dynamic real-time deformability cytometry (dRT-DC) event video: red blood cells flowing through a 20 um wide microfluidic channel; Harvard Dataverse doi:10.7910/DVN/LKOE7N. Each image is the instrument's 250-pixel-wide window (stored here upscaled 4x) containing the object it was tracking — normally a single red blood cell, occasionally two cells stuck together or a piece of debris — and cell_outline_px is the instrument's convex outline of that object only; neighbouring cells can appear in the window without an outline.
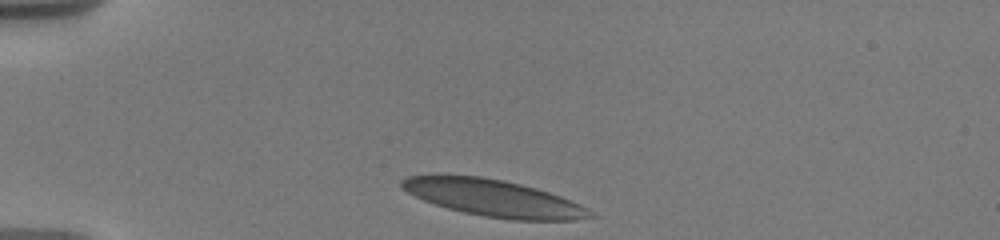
{"species": "human", "species_latin": "Homo sapiens", "temperature_condition": "warm", "stored_images_in_passage": 26, "camera_frame_rate_fps": 3000, "um_per_image_px": 0.085, "donor": {"sex": "male"}, "frame": {"image": 1, "passage_image": 1, "time_ms": 0.0, "image_size_px": [1000, 240], "cell_outline_px": [[596, 216], [572, 220], [512, 220], [484, 216], [464, 212], [448, 208], [424, 200], [400, 188], [400, 180], [408, 176], [432, 172], [480, 176], [504, 180], [536, 188], [560, 196], [592, 212]], "centroid_in_image_um": [41.81, 16.79], "position_along_channel_um": 43.2, "area_um2": 40.63}}
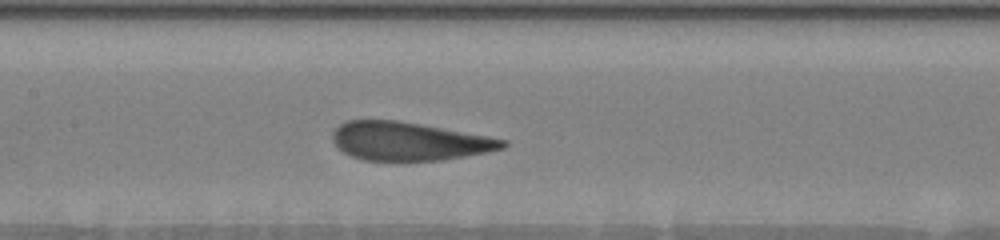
{"frame": {"image": 2, "passage_image": 14, "time_ms": 4.667, "image_size_px": [1000, 240], "cell_outline_px": [[508, 144], [504, 148], [488, 152], [444, 160], [364, 160], [352, 156], [344, 152], [332, 140], [332, 132], [340, 124], [348, 120], [396, 120], [420, 124], [488, 136], [508, 140]], "centroid_in_image_um": [34.78, 12.0], "position_along_channel_um": 172.6, "area_um2": 37.86}}
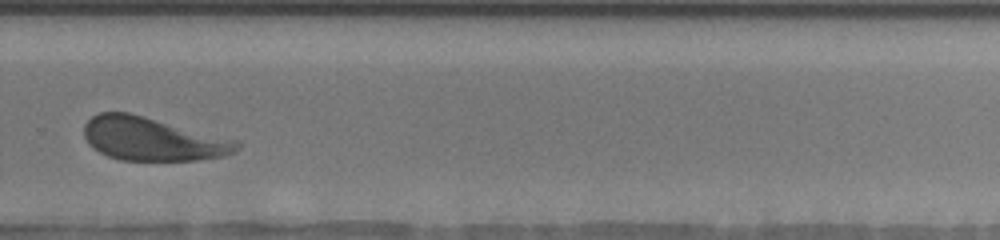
{"frame": {"image": 3, "passage_image": 24, "time_ms": 8.667, "image_size_px": [1000, 240], "cell_outline_px": [[240, 144], [236, 152], [224, 156], [196, 160], [120, 160], [108, 156], [92, 148], [88, 144], [84, 136], [84, 124], [92, 116], [100, 112], [128, 112], [144, 116]], "centroid_in_image_um": [12.8, 11.83], "position_along_channel_um": 317.0, "area_um2": 37.45}}